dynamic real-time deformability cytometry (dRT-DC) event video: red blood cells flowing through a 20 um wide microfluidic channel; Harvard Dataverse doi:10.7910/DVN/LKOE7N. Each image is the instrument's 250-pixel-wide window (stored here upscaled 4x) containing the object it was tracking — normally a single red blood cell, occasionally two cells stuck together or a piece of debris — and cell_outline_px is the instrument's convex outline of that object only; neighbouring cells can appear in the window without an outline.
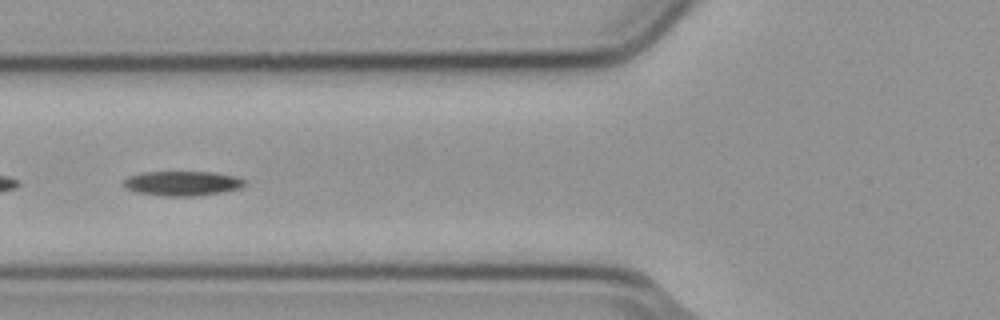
{"species": "common noctule bat (a hibernating species)", "species_latin": "Nyctalus noctula", "temperature_condition": "cold", "stored_images_in_passage": 39, "camera_frame_rate_fps": 3000, "um_per_image_px": 0.085, "animal": {"sex": "male", "body_mass_g": 23.1, "forearm_length_mm": 52.7}, "frame": {"image": 1, "passage_image": 6, "time_ms": 1.667, "image_size_px": [1000, 320], "cell_outline_px": [[244, 184], [240, 188], [220, 192], [192, 196], [164, 196], [136, 192], [124, 188], [124, 180], [128, 176], [144, 172], [212, 172], [232, 176], [244, 180]], "centroid_in_image_um": [15.43, 15.58], "position_along_channel_um": 110.4, "area_um2": 17.11}}
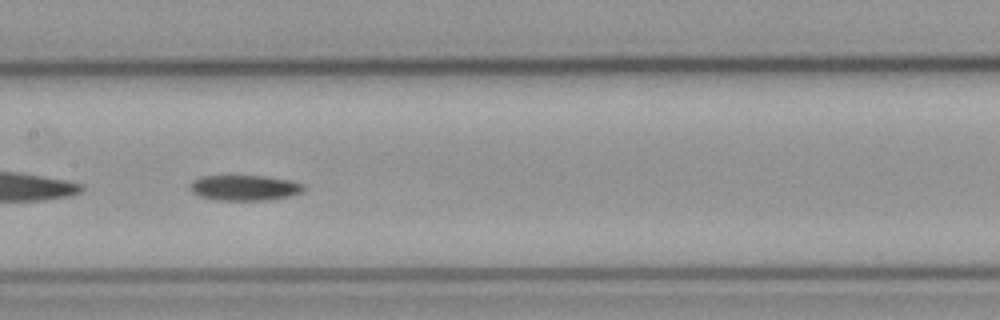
{"frame": {"image": 2, "passage_image": 12, "time_ms": 3.667, "image_size_px": [1000, 320], "cell_outline_px": [[304, 192], [292, 196], [268, 200], [216, 200], [200, 196], [192, 192], [192, 180], [200, 176], [264, 176], [292, 180], [304, 184]], "centroid_in_image_um": [20.85, 15.96], "position_along_channel_um": 186.5, "area_um2": 16.94}}
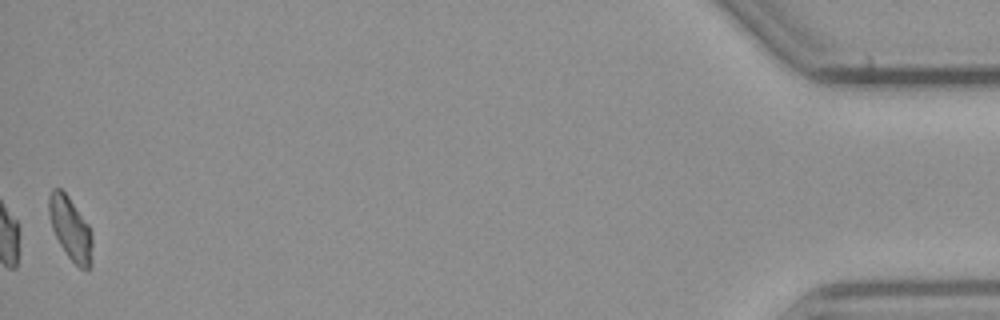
{"frame": {"image": 3, "passage_image": 39, "time_ms": 12.667, "image_size_px": [1000, 320], "cell_outline_px": [[92, 264], [88, 272], [80, 268], [68, 256], [60, 244], [52, 228], [48, 212], [48, 196], [52, 188], [60, 188], [68, 196], [88, 224], [92, 232]], "centroid_in_image_um": [6.0, 19.44], "position_along_channel_um": 429.2, "area_um2": 16.07}, "authors_computed_cell_mechanics": {"area_um2": 16.8198, "velocity_mm_per_s": 3.7816, "shape_relaxation_time_tau1_ms": 8.3909, "shape_relaxation_time_tau2_ms": null, "deformation_change_tau1": 0.1627, "deformation_change_tau2": null}}